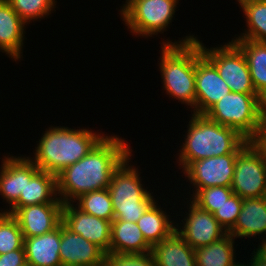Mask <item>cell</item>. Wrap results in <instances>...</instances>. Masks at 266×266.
<instances>
[{"instance_id":"cell-38","label":"cell","mask_w":266,"mask_h":266,"mask_svg":"<svg viewBox=\"0 0 266 266\" xmlns=\"http://www.w3.org/2000/svg\"><path fill=\"white\" fill-rule=\"evenodd\" d=\"M22 266H31L29 263H25L24 265H22Z\"/></svg>"},{"instance_id":"cell-19","label":"cell","mask_w":266,"mask_h":266,"mask_svg":"<svg viewBox=\"0 0 266 266\" xmlns=\"http://www.w3.org/2000/svg\"><path fill=\"white\" fill-rule=\"evenodd\" d=\"M228 233L236 238L266 234V196L243 199L235 226Z\"/></svg>"},{"instance_id":"cell-14","label":"cell","mask_w":266,"mask_h":266,"mask_svg":"<svg viewBox=\"0 0 266 266\" xmlns=\"http://www.w3.org/2000/svg\"><path fill=\"white\" fill-rule=\"evenodd\" d=\"M62 224L71 232L79 234L109 253L111 242V221L82 212L73 203H64Z\"/></svg>"},{"instance_id":"cell-4","label":"cell","mask_w":266,"mask_h":266,"mask_svg":"<svg viewBox=\"0 0 266 266\" xmlns=\"http://www.w3.org/2000/svg\"><path fill=\"white\" fill-rule=\"evenodd\" d=\"M194 35L186 36L179 42L166 41L161 47L160 71L163 88L167 94L181 103L194 108L195 90V40Z\"/></svg>"},{"instance_id":"cell-3","label":"cell","mask_w":266,"mask_h":266,"mask_svg":"<svg viewBox=\"0 0 266 266\" xmlns=\"http://www.w3.org/2000/svg\"><path fill=\"white\" fill-rule=\"evenodd\" d=\"M188 125L178 158L183 170L200 159L238 154L250 142L236 130L211 120L205 114L193 113Z\"/></svg>"},{"instance_id":"cell-10","label":"cell","mask_w":266,"mask_h":266,"mask_svg":"<svg viewBox=\"0 0 266 266\" xmlns=\"http://www.w3.org/2000/svg\"><path fill=\"white\" fill-rule=\"evenodd\" d=\"M195 90L193 113L205 114L231 90L216 67L202 54L199 40H195Z\"/></svg>"},{"instance_id":"cell-16","label":"cell","mask_w":266,"mask_h":266,"mask_svg":"<svg viewBox=\"0 0 266 266\" xmlns=\"http://www.w3.org/2000/svg\"><path fill=\"white\" fill-rule=\"evenodd\" d=\"M0 167V195L13 206L24 194L26 179H31L40 169L30 157H6Z\"/></svg>"},{"instance_id":"cell-35","label":"cell","mask_w":266,"mask_h":266,"mask_svg":"<svg viewBox=\"0 0 266 266\" xmlns=\"http://www.w3.org/2000/svg\"><path fill=\"white\" fill-rule=\"evenodd\" d=\"M254 253H252V254H254L253 256V258L251 259V260H249V261H251V262H249L246 266H266V260H264L262 257H260L255 251H253Z\"/></svg>"},{"instance_id":"cell-27","label":"cell","mask_w":266,"mask_h":266,"mask_svg":"<svg viewBox=\"0 0 266 266\" xmlns=\"http://www.w3.org/2000/svg\"><path fill=\"white\" fill-rule=\"evenodd\" d=\"M76 200L78 201L76 206L78 205L77 208L82 212L111 222L114 220V210L108 188L83 194Z\"/></svg>"},{"instance_id":"cell-24","label":"cell","mask_w":266,"mask_h":266,"mask_svg":"<svg viewBox=\"0 0 266 266\" xmlns=\"http://www.w3.org/2000/svg\"><path fill=\"white\" fill-rule=\"evenodd\" d=\"M157 204L155 201L136 222L144 239L151 247L169 238L176 229L168 218L169 215H166V212Z\"/></svg>"},{"instance_id":"cell-33","label":"cell","mask_w":266,"mask_h":266,"mask_svg":"<svg viewBox=\"0 0 266 266\" xmlns=\"http://www.w3.org/2000/svg\"><path fill=\"white\" fill-rule=\"evenodd\" d=\"M26 263L24 246L5 254L0 255V266H22Z\"/></svg>"},{"instance_id":"cell-29","label":"cell","mask_w":266,"mask_h":266,"mask_svg":"<svg viewBox=\"0 0 266 266\" xmlns=\"http://www.w3.org/2000/svg\"><path fill=\"white\" fill-rule=\"evenodd\" d=\"M194 191L192 202L212 214L234 194L231 187L225 186L201 188L200 190Z\"/></svg>"},{"instance_id":"cell-13","label":"cell","mask_w":266,"mask_h":266,"mask_svg":"<svg viewBox=\"0 0 266 266\" xmlns=\"http://www.w3.org/2000/svg\"><path fill=\"white\" fill-rule=\"evenodd\" d=\"M190 203L189 214L184 219L182 229H179L178 223L175 229L190 247L196 249L209 245L228 233L212 213L201 209L192 201Z\"/></svg>"},{"instance_id":"cell-23","label":"cell","mask_w":266,"mask_h":266,"mask_svg":"<svg viewBox=\"0 0 266 266\" xmlns=\"http://www.w3.org/2000/svg\"><path fill=\"white\" fill-rule=\"evenodd\" d=\"M244 53L256 92L266 101V43L232 40Z\"/></svg>"},{"instance_id":"cell-37","label":"cell","mask_w":266,"mask_h":266,"mask_svg":"<svg viewBox=\"0 0 266 266\" xmlns=\"http://www.w3.org/2000/svg\"><path fill=\"white\" fill-rule=\"evenodd\" d=\"M232 266H246V264L244 265V264L238 262L237 264L235 263V264L232 265Z\"/></svg>"},{"instance_id":"cell-32","label":"cell","mask_w":266,"mask_h":266,"mask_svg":"<svg viewBox=\"0 0 266 266\" xmlns=\"http://www.w3.org/2000/svg\"><path fill=\"white\" fill-rule=\"evenodd\" d=\"M243 199L236 194H233L225 203L213 213V216L220 225L229 232L237 221L241 210Z\"/></svg>"},{"instance_id":"cell-22","label":"cell","mask_w":266,"mask_h":266,"mask_svg":"<svg viewBox=\"0 0 266 266\" xmlns=\"http://www.w3.org/2000/svg\"><path fill=\"white\" fill-rule=\"evenodd\" d=\"M156 266H196L195 249L175 231L152 247Z\"/></svg>"},{"instance_id":"cell-2","label":"cell","mask_w":266,"mask_h":266,"mask_svg":"<svg viewBox=\"0 0 266 266\" xmlns=\"http://www.w3.org/2000/svg\"><path fill=\"white\" fill-rule=\"evenodd\" d=\"M104 137L84 128L51 126L39 140L31 161L40 170L57 176L86 156Z\"/></svg>"},{"instance_id":"cell-9","label":"cell","mask_w":266,"mask_h":266,"mask_svg":"<svg viewBox=\"0 0 266 266\" xmlns=\"http://www.w3.org/2000/svg\"><path fill=\"white\" fill-rule=\"evenodd\" d=\"M231 189L242 199L266 196V157L252 141L236 155Z\"/></svg>"},{"instance_id":"cell-11","label":"cell","mask_w":266,"mask_h":266,"mask_svg":"<svg viewBox=\"0 0 266 266\" xmlns=\"http://www.w3.org/2000/svg\"><path fill=\"white\" fill-rule=\"evenodd\" d=\"M237 154H225L191 162L183 171L195 190L214 186L231 187Z\"/></svg>"},{"instance_id":"cell-12","label":"cell","mask_w":266,"mask_h":266,"mask_svg":"<svg viewBox=\"0 0 266 266\" xmlns=\"http://www.w3.org/2000/svg\"><path fill=\"white\" fill-rule=\"evenodd\" d=\"M63 203H43L3 211L11 214L21 228L23 238L49 233L62 223Z\"/></svg>"},{"instance_id":"cell-6","label":"cell","mask_w":266,"mask_h":266,"mask_svg":"<svg viewBox=\"0 0 266 266\" xmlns=\"http://www.w3.org/2000/svg\"><path fill=\"white\" fill-rule=\"evenodd\" d=\"M128 156L113 172L108 191L114 210V220L137 222L155 202L150 191L143 188L136 167L129 166Z\"/></svg>"},{"instance_id":"cell-18","label":"cell","mask_w":266,"mask_h":266,"mask_svg":"<svg viewBox=\"0 0 266 266\" xmlns=\"http://www.w3.org/2000/svg\"><path fill=\"white\" fill-rule=\"evenodd\" d=\"M27 25L7 0H0V50L15 61L21 58Z\"/></svg>"},{"instance_id":"cell-21","label":"cell","mask_w":266,"mask_h":266,"mask_svg":"<svg viewBox=\"0 0 266 266\" xmlns=\"http://www.w3.org/2000/svg\"><path fill=\"white\" fill-rule=\"evenodd\" d=\"M152 247L144 239L137 223L113 220L109 253L131 254L148 253Z\"/></svg>"},{"instance_id":"cell-26","label":"cell","mask_w":266,"mask_h":266,"mask_svg":"<svg viewBox=\"0 0 266 266\" xmlns=\"http://www.w3.org/2000/svg\"><path fill=\"white\" fill-rule=\"evenodd\" d=\"M246 16L247 31L236 39L266 43V0H255L240 6Z\"/></svg>"},{"instance_id":"cell-20","label":"cell","mask_w":266,"mask_h":266,"mask_svg":"<svg viewBox=\"0 0 266 266\" xmlns=\"http://www.w3.org/2000/svg\"><path fill=\"white\" fill-rule=\"evenodd\" d=\"M57 194V176L39 170L31 179H26L24 194H20L18 201L11 208L43 203H62Z\"/></svg>"},{"instance_id":"cell-31","label":"cell","mask_w":266,"mask_h":266,"mask_svg":"<svg viewBox=\"0 0 266 266\" xmlns=\"http://www.w3.org/2000/svg\"><path fill=\"white\" fill-rule=\"evenodd\" d=\"M104 266H156L152 252L118 254L106 253Z\"/></svg>"},{"instance_id":"cell-8","label":"cell","mask_w":266,"mask_h":266,"mask_svg":"<svg viewBox=\"0 0 266 266\" xmlns=\"http://www.w3.org/2000/svg\"><path fill=\"white\" fill-rule=\"evenodd\" d=\"M201 44L202 54L216 67L232 92L258 94L252 83L249 66L244 53L231 40L216 48H206Z\"/></svg>"},{"instance_id":"cell-5","label":"cell","mask_w":266,"mask_h":266,"mask_svg":"<svg viewBox=\"0 0 266 266\" xmlns=\"http://www.w3.org/2000/svg\"><path fill=\"white\" fill-rule=\"evenodd\" d=\"M266 101L259 94L230 91L215 103L205 115L211 120L236 130L248 141L259 132Z\"/></svg>"},{"instance_id":"cell-30","label":"cell","mask_w":266,"mask_h":266,"mask_svg":"<svg viewBox=\"0 0 266 266\" xmlns=\"http://www.w3.org/2000/svg\"><path fill=\"white\" fill-rule=\"evenodd\" d=\"M12 9L28 24L51 13L55 0H7Z\"/></svg>"},{"instance_id":"cell-7","label":"cell","mask_w":266,"mask_h":266,"mask_svg":"<svg viewBox=\"0 0 266 266\" xmlns=\"http://www.w3.org/2000/svg\"><path fill=\"white\" fill-rule=\"evenodd\" d=\"M179 0H126L120 10L123 21L136 36L165 31L175 15Z\"/></svg>"},{"instance_id":"cell-28","label":"cell","mask_w":266,"mask_h":266,"mask_svg":"<svg viewBox=\"0 0 266 266\" xmlns=\"http://www.w3.org/2000/svg\"><path fill=\"white\" fill-rule=\"evenodd\" d=\"M24 238L17 220L6 212H0V255L21 249Z\"/></svg>"},{"instance_id":"cell-15","label":"cell","mask_w":266,"mask_h":266,"mask_svg":"<svg viewBox=\"0 0 266 266\" xmlns=\"http://www.w3.org/2000/svg\"><path fill=\"white\" fill-rule=\"evenodd\" d=\"M105 254L96 244L71 232L61 223L59 256L62 266H104Z\"/></svg>"},{"instance_id":"cell-36","label":"cell","mask_w":266,"mask_h":266,"mask_svg":"<svg viewBox=\"0 0 266 266\" xmlns=\"http://www.w3.org/2000/svg\"><path fill=\"white\" fill-rule=\"evenodd\" d=\"M239 2V5H243L244 3L246 2H249V1H255V0H237Z\"/></svg>"},{"instance_id":"cell-34","label":"cell","mask_w":266,"mask_h":266,"mask_svg":"<svg viewBox=\"0 0 266 266\" xmlns=\"http://www.w3.org/2000/svg\"><path fill=\"white\" fill-rule=\"evenodd\" d=\"M266 157V109L262 114V120L257 137L252 141Z\"/></svg>"},{"instance_id":"cell-1","label":"cell","mask_w":266,"mask_h":266,"mask_svg":"<svg viewBox=\"0 0 266 266\" xmlns=\"http://www.w3.org/2000/svg\"><path fill=\"white\" fill-rule=\"evenodd\" d=\"M131 151L123 139L105 136L86 156L57 175L59 199L63 204L76 203L83 194L107 189L113 172Z\"/></svg>"},{"instance_id":"cell-25","label":"cell","mask_w":266,"mask_h":266,"mask_svg":"<svg viewBox=\"0 0 266 266\" xmlns=\"http://www.w3.org/2000/svg\"><path fill=\"white\" fill-rule=\"evenodd\" d=\"M233 235L227 233L221 239L195 249L196 266H232L234 259ZM235 261V262H234Z\"/></svg>"},{"instance_id":"cell-17","label":"cell","mask_w":266,"mask_h":266,"mask_svg":"<svg viewBox=\"0 0 266 266\" xmlns=\"http://www.w3.org/2000/svg\"><path fill=\"white\" fill-rule=\"evenodd\" d=\"M60 240L61 224L49 233L24 238L26 262L31 266H62Z\"/></svg>"}]
</instances>
